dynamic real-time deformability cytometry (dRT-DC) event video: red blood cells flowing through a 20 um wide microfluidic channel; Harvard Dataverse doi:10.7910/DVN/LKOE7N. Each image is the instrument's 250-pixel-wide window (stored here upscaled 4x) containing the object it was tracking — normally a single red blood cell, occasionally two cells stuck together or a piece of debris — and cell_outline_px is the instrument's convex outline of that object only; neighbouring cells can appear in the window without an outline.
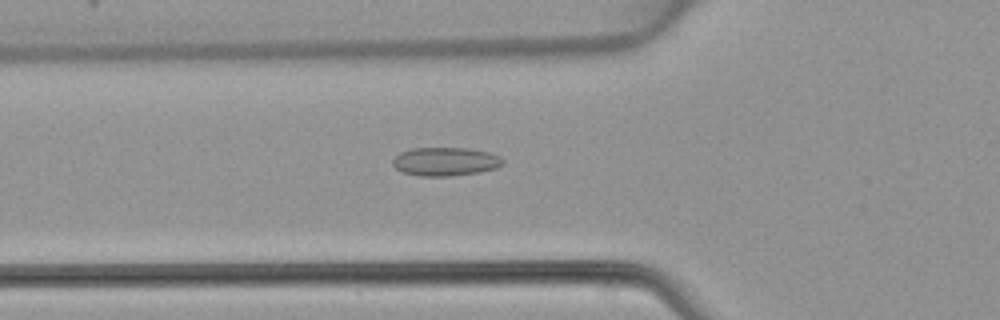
{"species": "common noctule bat (a hibernating species)", "species_latin": "Nyctalus noctula", "temperature_condition": "warm", "stored_images_in_passage": 43, "camera_frame_rate_fps": 3000, "um_per_image_px": 0.085, "animal": {"sex": "female", "body_mass_g": 22.7, "forearm_length_mm": 54.2}, "frame": {"image": 1, "passage_image": 12, "time_ms": 3.667, "image_size_px": [1000, 320], "cell_outline_px": [[504, 164], [496, 168], [480, 172], [452, 176], [420, 176], [404, 172], [396, 168], [392, 164], [392, 160], [400, 152], [412, 148], [468, 148], [488, 152], [500, 156], [504, 160]], "centroid_in_image_um": [37.88, 13.73], "position_along_channel_um": 87.9, "area_um2": 18.38}}
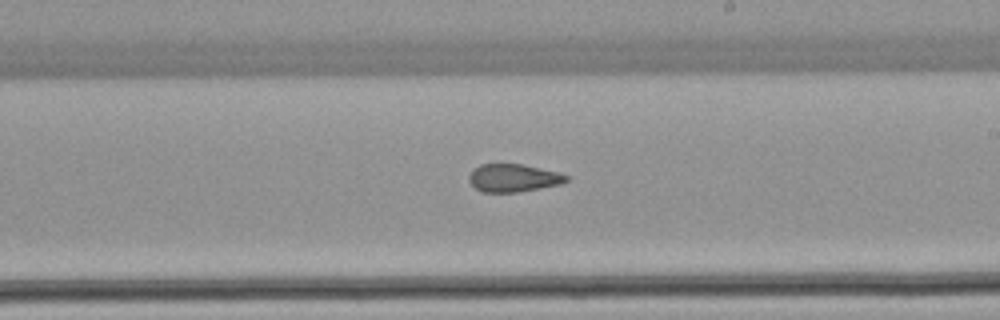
{"frame": {"image": 2, "passage_image": 23, "time_ms": 7.333, "image_size_px": [1000, 320], "cell_outline_px": [[568, 180], [560, 184], [540, 188], [516, 192], [484, 192], [476, 188], [468, 180], [468, 176], [480, 164], [520, 164], [560, 172], [568, 176]], "centroid_in_image_um": [43.65, 15.12], "position_along_channel_um": 245.4, "area_um2": 15.61}}
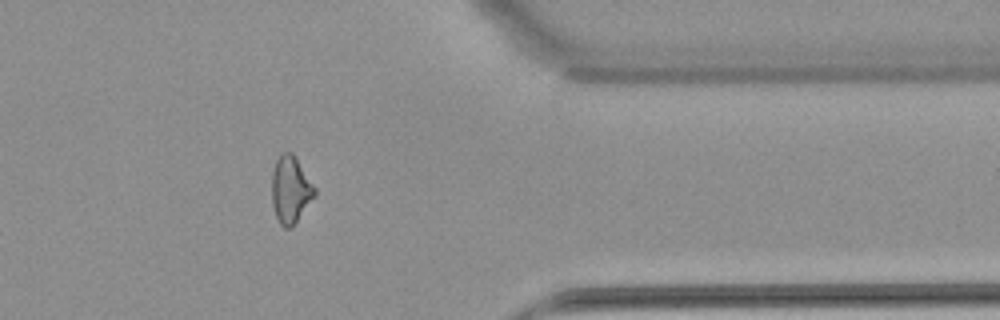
{"frame": {"image": 3, "passage_image": 34, "time_ms": 11.0, "image_size_px": [1000, 320], "cell_outline_px": [[316, 196], [296, 220], [288, 228], [284, 228], [280, 224], [276, 216], [272, 204], [272, 172], [276, 160], [284, 152], [292, 152], [296, 156], [316, 188]], "centroid_in_image_um": [24.7, 16.08], "position_along_channel_um": 386.7, "area_um2": 16.65}}